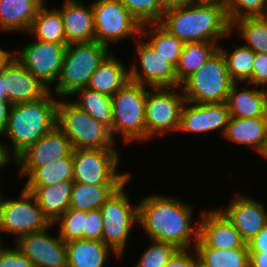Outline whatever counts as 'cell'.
Masks as SVG:
<instances>
[{
  "mask_svg": "<svg viewBox=\"0 0 267 267\" xmlns=\"http://www.w3.org/2000/svg\"><path fill=\"white\" fill-rule=\"evenodd\" d=\"M138 206V224L150 240L174 244L178 249L194 248L197 226H192V209L177 197L159 194L145 196Z\"/></svg>",
  "mask_w": 267,
  "mask_h": 267,
  "instance_id": "6da1fadb",
  "label": "cell"
},
{
  "mask_svg": "<svg viewBox=\"0 0 267 267\" xmlns=\"http://www.w3.org/2000/svg\"><path fill=\"white\" fill-rule=\"evenodd\" d=\"M159 24L184 43L217 42L231 36L225 7L216 3L194 1L165 11Z\"/></svg>",
  "mask_w": 267,
  "mask_h": 267,
  "instance_id": "7a4b0ae2",
  "label": "cell"
},
{
  "mask_svg": "<svg viewBox=\"0 0 267 267\" xmlns=\"http://www.w3.org/2000/svg\"><path fill=\"white\" fill-rule=\"evenodd\" d=\"M50 90L41 98L12 105L8 123L2 133L11 140L8 148L16 158L41 137L57 127L58 100Z\"/></svg>",
  "mask_w": 267,
  "mask_h": 267,
  "instance_id": "3957f363",
  "label": "cell"
},
{
  "mask_svg": "<svg viewBox=\"0 0 267 267\" xmlns=\"http://www.w3.org/2000/svg\"><path fill=\"white\" fill-rule=\"evenodd\" d=\"M108 51L106 45L96 41L68 44L61 72L53 90L55 96L67 97L74 95L79 89L86 88L94 71L110 53Z\"/></svg>",
  "mask_w": 267,
  "mask_h": 267,
  "instance_id": "277c9868",
  "label": "cell"
},
{
  "mask_svg": "<svg viewBox=\"0 0 267 267\" xmlns=\"http://www.w3.org/2000/svg\"><path fill=\"white\" fill-rule=\"evenodd\" d=\"M57 128L71 141L73 149H114L116 141L110 129L72 101L59 98Z\"/></svg>",
  "mask_w": 267,
  "mask_h": 267,
  "instance_id": "5b68a950",
  "label": "cell"
},
{
  "mask_svg": "<svg viewBox=\"0 0 267 267\" xmlns=\"http://www.w3.org/2000/svg\"><path fill=\"white\" fill-rule=\"evenodd\" d=\"M233 83L227 71L225 57L217 49L180 88L188 102L223 103L227 101Z\"/></svg>",
  "mask_w": 267,
  "mask_h": 267,
  "instance_id": "8992f818",
  "label": "cell"
},
{
  "mask_svg": "<svg viewBox=\"0 0 267 267\" xmlns=\"http://www.w3.org/2000/svg\"><path fill=\"white\" fill-rule=\"evenodd\" d=\"M146 87L129 81L112 96L114 140L118 133L125 143L146 139Z\"/></svg>",
  "mask_w": 267,
  "mask_h": 267,
  "instance_id": "52a82bcc",
  "label": "cell"
},
{
  "mask_svg": "<svg viewBox=\"0 0 267 267\" xmlns=\"http://www.w3.org/2000/svg\"><path fill=\"white\" fill-rule=\"evenodd\" d=\"M115 149H73V180L86 185H122L131 173H118Z\"/></svg>",
  "mask_w": 267,
  "mask_h": 267,
  "instance_id": "ba28073f",
  "label": "cell"
},
{
  "mask_svg": "<svg viewBox=\"0 0 267 267\" xmlns=\"http://www.w3.org/2000/svg\"><path fill=\"white\" fill-rule=\"evenodd\" d=\"M123 183L100 208L103 218L102 241L120 258L135 223L138 224V206L130 203Z\"/></svg>",
  "mask_w": 267,
  "mask_h": 267,
  "instance_id": "9c48e42d",
  "label": "cell"
},
{
  "mask_svg": "<svg viewBox=\"0 0 267 267\" xmlns=\"http://www.w3.org/2000/svg\"><path fill=\"white\" fill-rule=\"evenodd\" d=\"M185 101L180 87H158L147 90L145 105L146 140L153 138L156 134L162 135L169 131L177 132Z\"/></svg>",
  "mask_w": 267,
  "mask_h": 267,
  "instance_id": "30bf717a",
  "label": "cell"
},
{
  "mask_svg": "<svg viewBox=\"0 0 267 267\" xmlns=\"http://www.w3.org/2000/svg\"><path fill=\"white\" fill-rule=\"evenodd\" d=\"M18 199H2L0 233L15 234V239L54 225L45 216L34 196L24 188Z\"/></svg>",
  "mask_w": 267,
  "mask_h": 267,
  "instance_id": "8fae6325",
  "label": "cell"
},
{
  "mask_svg": "<svg viewBox=\"0 0 267 267\" xmlns=\"http://www.w3.org/2000/svg\"><path fill=\"white\" fill-rule=\"evenodd\" d=\"M91 4L96 42L108 47L128 36L134 35L135 40L141 35L142 25L118 0H96Z\"/></svg>",
  "mask_w": 267,
  "mask_h": 267,
  "instance_id": "7c38bea8",
  "label": "cell"
},
{
  "mask_svg": "<svg viewBox=\"0 0 267 267\" xmlns=\"http://www.w3.org/2000/svg\"><path fill=\"white\" fill-rule=\"evenodd\" d=\"M66 48L67 44L34 40L14 57L50 90L59 78Z\"/></svg>",
  "mask_w": 267,
  "mask_h": 267,
  "instance_id": "4fadbf2b",
  "label": "cell"
},
{
  "mask_svg": "<svg viewBox=\"0 0 267 267\" xmlns=\"http://www.w3.org/2000/svg\"><path fill=\"white\" fill-rule=\"evenodd\" d=\"M135 39L136 52L139 57V63L141 70L132 64L129 67L130 81L142 86L151 88L158 87H178V81L176 76V67L166 60V58L159 55L154 48L145 41L143 37ZM142 39V40H140ZM147 83V84H146Z\"/></svg>",
  "mask_w": 267,
  "mask_h": 267,
  "instance_id": "5bb4252c",
  "label": "cell"
},
{
  "mask_svg": "<svg viewBox=\"0 0 267 267\" xmlns=\"http://www.w3.org/2000/svg\"><path fill=\"white\" fill-rule=\"evenodd\" d=\"M48 229L18 237L15 239V247L35 267H68L65 242L58 235L52 236Z\"/></svg>",
  "mask_w": 267,
  "mask_h": 267,
  "instance_id": "9a60e30c",
  "label": "cell"
},
{
  "mask_svg": "<svg viewBox=\"0 0 267 267\" xmlns=\"http://www.w3.org/2000/svg\"><path fill=\"white\" fill-rule=\"evenodd\" d=\"M71 141L56 127L16 158L21 176H29L36 168L58 159L72 157Z\"/></svg>",
  "mask_w": 267,
  "mask_h": 267,
  "instance_id": "2e32d148",
  "label": "cell"
},
{
  "mask_svg": "<svg viewBox=\"0 0 267 267\" xmlns=\"http://www.w3.org/2000/svg\"><path fill=\"white\" fill-rule=\"evenodd\" d=\"M198 221V241L194 246L226 250L248 248L241 234L220 209L203 210Z\"/></svg>",
  "mask_w": 267,
  "mask_h": 267,
  "instance_id": "e0dca14e",
  "label": "cell"
},
{
  "mask_svg": "<svg viewBox=\"0 0 267 267\" xmlns=\"http://www.w3.org/2000/svg\"><path fill=\"white\" fill-rule=\"evenodd\" d=\"M230 118L229 108L223 103H193L185 101L180 118V131L207 133L222 130L224 135Z\"/></svg>",
  "mask_w": 267,
  "mask_h": 267,
  "instance_id": "ac0fdd59",
  "label": "cell"
},
{
  "mask_svg": "<svg viewBox=\"0 0 267 267\" xmlns=\"http://www.w3.org/2000/svg\"><path fill=\"white\" fill-rule=\"evenodd\" d=\"M220 210L233 223L246 243L267 225V211L264 203L240 193L231 199L226 209Z\"/></svg>",
  "mask_w": 267,
  "mask_h": 267,
  "instance_id": "d6986e66",
  "label": "cell"
},
{
  "mask_svg": "<svg viewBox=\"0 0 267 267\" xmlns=\"http://www.w3.org/2000/svg\"><path fill=\"white\" fill-rule=\"evenodd\" d=\"M3 85L11 105L37 100L49 91L15 57L3 68Z\"/></svg>",
  "mask_w": 267,
  "mask_h": 267,
  "instance_id": "ffe728a7",
  "label": "cell"
},
{
  "mask_svg": "<svg viewBox=\"0 0 267 267\" xmlns=\"http://www.w3.org/2000/svg\"><path fill=\"white\" fill-rule=\"evenodd\" d=\"M82 0H65L61 13L67 45L95 41L94 14L92 4L83 5Z\"/></svg>",
  "mask_w": 267,
  "mask_h": 267,
  "instance_id": "44dd1931",
  "label": "cell"
},
{
  "mask_svg": "<svg viewBox=\"0 0 267 267\" xmlns=\"http://www.w3.org/2000/svg\"><path fill=\"white\" fill-rule=\"evenodd\" d=\"M74 180H65L52 186H24L36 199L45 216L53 224L70 207Z\"/></svg>",
  "mask_w": 267,
  "mask_h": 267,
  "instance_id": "7402d4cb",
  "label": "cell"
},
{
  "mask_svg": "<svg viewBox=\"0 0 267 267\" xmlns=\"http://www.w3.org/2000/svg\"><path fill=\"white\" fill-rule=\"evenodd\" d=\"M46 0H0V30L28 33Z\"/></svg>",
  "mask_w": 267,
  "mask_h": 267,
  "instance_id": "603a6c76",
  "label": "cell"
},
{
  "mask_svg": "<svg viewBox=\"0 0 267 267\" xmlns=\"http://www.w3.org/2000/svg\"><path fill=\"white\" fill-rule=\"evenodd\" d=\"M110 52L89 79L87 88L112 97L129 81V69Z\"/></svg>",
  "mask_w": 267,
  "mask_h": 267,
  "instance_id": "cb8c5ba5",
  "label": "cell"
},
{
  "mask_svg": "<svg viewBox=\"0 0 267 267\" xmlns=\"http://www.w3.org/2000/svg\"><path fill=\"white\" fill-rule=\"evenodd\" d=\"M267 135V117L238 118L230 116L223 137L237 145L258 152Z\"/></svg>",
  "mask_w": 267,
  "mask_h": 267,
  "instance_id": "d4e9b609",
  "label": "cell"
},
{
  "mask_svg": "<svg viewBox=\"0 0 267 267\" xmlns=\"http://www.w3.org/2000/svg\"><path fill=\"white\" fill-rule=\"evenodd\" d=\"M68 267H104L110 252L119 256L103 241L74 239L65 242Z\"/></svg>",
  "mask_w": 267,
  "mask_h": 267,
  "instance_id": "484cf974",
  "label": "cell"
},
{
  "mask_svg": "<svg viewBox=\"0 0 267 267\" xmlns=\"http://www.w3.org/2000/svg\"><path fill=\"white\" fill-rule=\"evenodd\" d=\"M239 83H233L227 98L230 116L238 118L267 117L261 91L256 86L239 90Z\"/></svg>",
  "mask_w": 267,
  "mask_h": 267,
  "instance_id": "4316f807",
  "label": "cell"
},
{
  "mask_svg": "<svg viewBox=\"0 0 267 267\" xmlns=\"http://www.w3.org/2000/svg\"><path fill=\"white\" fill-rule=\"evenodd\" d=\"M27 34L36 37L37 40L57 44H67L63 19L58 9L47 10L43 4L33 20V24Z\"/></svg>",
  "mask_w": 267,
  "mask_h": 267,
  "instance_id": "83f0119b",
  "label": "cell"
},
{
  "mask_svg": "<svg viewBox=\"0 0 267 267\" xmlns=\"http://www.w3.org/2000/svg\"><path fill=\"white\" fill-rule=\"evenodd\" d=\"M218 46L217 42H187L184 44L176 66L178 87L206 63Z\"/></svg>",
  "mask_w": 267,
  "mask_h": 267,
  "instance_id": "f1b7e54d",
  "label": "cell"
},
{
  "mask_svg": "<svg viewBox=\"0 0 267 267\" xmlns=\"http://www.w3.org/2000/svg\"><path fill=\"white\" fill-rule=\"evenodd\" d=\"M121 185H86L74 182L70 209L90 211L100 209Z\"/></svg>",
  "mask_w": 267,
  "mask_h": 267,
  "instance_id": "f546056e",
  "label": "cell"
},
{
  "mask_svg": "<svg viewBox=\"0 0 267 267\" xmlns=\"http://www.w3.org/2000/svg\"><path fill=\"white\" fill-rule=\"evenodd\" d=\"M146 27L150 29L147 30ZM140 36L144 39L149 36V41H146L154 48V50L171 62L175 67L178 65L185 44L183 41L170 34L159 23L142 25Z\"/></svg>",
  "mask_w": 267,
  "mask_h": 267,
  "instance_id": "4dcf8cb0",
  "label": "cell"
},
{
  "mask_svg": "<svg viewBox=\"0 0 267 267\" xmlns=\"http://www.w3.org/2000/svg\"><path fill=\"white\" fill-rule=\"evenodd\" d=\"M198 263L203 267H250L248 248L217 249L194 246Z\"/></svg>",
  "mask_w": 267,
  "mask_h": 267,
  "instance_id": "1f68e13d",
  "label": "cell"
},
{
  "mask_svg": "<svg viewBox=\"0 0 267 267\" xmlns=\"http://www.w3.org/2000/svg\"><path fill=\"white\" fill-rule=\"evenodd\" d=\"M74 94H77L78 98H76L77 100L72 102L76 104L80 109L86 111L97 122H100L107 126L112 134V97L96 92L87 87L77 90Z\"/></svg>",
  "mask_w": 267,
  "mask_h": 267,
  "instance_id": "d6a6232c",
  "label": "cell"
},
{
  "mask_svg": "<svg viewBox=\"0 0 267 267\" xmlns=\"http://www.w3.org/2000/svg\"><path fill=\"white\" fill-rule=\"evenodd\" d=\"M238 29L243 45L255 53L267 54V16L244 17L231 23V32Z\"/></svg>",
  "mask_w": 267,
  "mask_h": 267,
  "instance_id": "836d02e7",
  "label": "cell"
},
{
  "mask_svg": "<svg viewBox=\"0 0 267 267\" xmlns=\"http://www.w3.org/2000/svg\"><path fill=\"white\" fill-rule=\"evenodd\" d=\"M73 179V159L66 157L36 168L24 186H52Z\"/></svg>",
  "mask_w": 267,
  "mask_h": 267,
  "instance_id": "e575fe53",
  "label": "cell"
},
{
  "mask_svg": "<svg viewBox=\"0 0 267 267\" xmlns=\"http://www.w3.org/2000/svg\"><path fill=\"white\" fill-rule=\"evenodd\" d=\"M218 49L225 57L227 71L232 81L234 83L247 82L252 75L255 52L244 45H237L231 53L223 46H218Z\"/></svg>",
  "mask_w": 267,
  "mask_h": 267,
  "instance_id": "d590c367",
  "label": "cell"
},
{
  "mask_svg": "<svg viewBox=\"0 0 267 267\" xmlns=\"http://www.w3.org/2000/svg\"><path fill=\"white\" fill-rule=\"evenodd\" d=\"M141 24L159 23L164 14L159 0H118Z\"/></svg>",
  "mask_w": 267,
  "mask_h": 267,
  "instance_id": "8d00e7d4",
  "label": "cell"
},
{
  "mask_svg": "<svg viewBox=\"0 0 267 267\" xmlns=\"http://www.w3.org/2000/svg\"><path fill=\"white\" fill-rule=\"evenodd\" d=\"M84 217L86 211L68 209L54 223L59 224V236L64 242L74 239H84Z\"/></svg>",
  "mask_w": 267,
  "mask_h": 267,
  "instance_id": "74e56055",
  "label": "cell"
},
{
  "mask_svg": "<svg viewBox=\"0 0 267 267\" xmlns=\"http://www.w3.org/2000/svg\"><path fill=\"white\" fill-rule=\"evenodd\" d=\"M178 248L171 243L151 240V245L144 250L136 267H165Z\"/></svg>",
  "mask_w": 267,
  "mask_h": 267,
  "instance_id": "f35d334b",
  "label": "cell"
},
{
  "mask_svg": "<svg viewBox=\"0 0 267 267\" xmlns=\"http://www.w3.org/2000/svg\"><path fill=\"white\" fill-rule=\"evenodd\" d=\"M225 10L230 24L244 17L267 16V0H228Z\"/></svg>",
  "mask_w": 267,
  "mask_h": 267,
  "instance_id": "ab89813d",
  "label": "cell"
},
{
  "mask_svg": "<svg viewBox=\"0 0 267 267\" xmlns=\"http://www.w3.org/2000/svg\"><path fill=\"white\" fill-rule=\"evenodd\" d=\"M103 218L100 209L86 212L84 217V239L102 241Z\"/></svg>",
  "mask_w": 267,
  "mask_h": 267,
  "instance_id": "60d3db41",
  "label": "cell"
},
{
  "mask_svg": "<svg viewBox=\"0 0 267 267\" xmlns=\"http://www.w3.org/2000/svg\"><path fill=\"white\" fill-rule=\"evenodd\" d=\"M0 267H35L34 263L15 246L4 248L0 254Z\"/></svg>",
  "mask_w": 267,
  "mask_h": 267,
  "instance_id": "b9f144b4",
  "label": "cell"
},
{
  "mask_svg": "<svg viewBox=\"0 0 267 267\" xmlns=\"http://www.w3.org/2000/svg\"><path fill=\"white\" fill-rule=\"evenodd\" d=\"M247 83L260 88L267 85V54L255 53L252 75Z\"/></svg>",
  "mask_w": 267,
  "mask_h": 267,
  "instance_id": "7bdbcfd3",
  "label": "cell"
},
{
  "mask_svg": "<svg viewBox=\"0 0 267 267\" xmlns=\"http://www.w3.org/2000/svg\"><path fill=\"white\" fill-rule=\"evenodd\" d=\"M197 260L194 248L178 249L165 267H195Z\"/></svg>",
  "mask_w": 267,
  "mask_h": 267,
  "instance_id": "ee69618b",
  "label": "cell"
},
{
  "mask_svg": "<svg viewBox=\"0 0 267 267\" xmlns=\"http://www.w3.org/2000/svg\"><path fill=\"white\" fill-rule=\"evenodd\" d=\"M247 246L249 252H267V225L247 243Z\"/></svg>",
  "mask_w": 267,
  "mask_h": 267,
  "instance_id": "f6af8a7d",
  "label": "cell"
},
{
  "mask_svg": "<svg viewBox=\"0 0 267 267\" xmlns=\"http://www.w3.org/2000/svg\"><path fill=\"white\" fill-rule=\"evenodd\" d=\"M11 106L7 99H0V137L6 129Z\"/></svg>",
  "mask_w": 267,
  "mask_h": 267,
  "instance_id": "bcb514c9",
  "label": "cell"
},
{
  "mask_svg": "<svg viewBox=\"0 0 267 267\" xmlns=\"http://www.w3.org/2000/svg\"><path fill=\"white\" fill-rule=\"evenodd\" d=\"M250 267H267V252H249Z\"/></svg>",
  "mask_w": 267,
  "mask_h": 267,
  "instance_id": "7dc6e473",
  "label": "cell"
},
{
  "mask_svg": "<svg viewBox=\"0 0 267 267\" xmlns=\"http://www.w3.org/2000/svg\"><path fill=\"white\" fill-rule=\"evenodd\" d=\"M194 1L195 0H159V3L162 10L165 12L171 9L182 7L183 5H187L188 3Z\"/></svg>",
  "mask_w": 267,
  "mask_h": 267,
  "instance_id": "c3c4849f",
  "label": "cell"
},
{
  "mask_svg": "<svg viewBox=\"0 0 267 267\" xmlns=\"http://www.w3.org/2000/svg\"><path fill=\"white\" fill-rule=\"evenodd\" d=\"M10 152L8 145L0 142V169L8 163L10 156L12 157Z\"/></svg>",
  "mask_w": 267,
  "mask_h": 267,
  "instance_id": "681fc988",
  "label": "cell"
},
{
  "mask_svg": "<svg viewBox=\"0 0 267 267\" xmlns=\"http://www.w3.org/2000/svg\"><path fill=\"white\" fill-rule=\"evenodd\" d=\"M13 57H14V52L12 53L5 49L0 48V72L11 61Z\"/></svg>",
  "mask_w": 267,
  "mask_h": 267,
  "instance_id": "f907efd6",
  "label": "cell"
},
{
  "mask_svg": "<svg viewBox=\"0 0 267 267\" xmlns=\"http://www.w3.org/2000/svg\"><path fill=\"white\" fill-rule=\"evenodd\" d=\"M259 155L261 154V156L264 157V159L267 160V135L265 140L263 141V144L260 148V150L257 152Z\"/></svg>",
  "mask_w": 267,
  "mask_h": 267,
  "instance_id": "816d5d0a",
  "label": "cell"
},
{
  "mask_svg": "<svg viewBox=\"0 0 267 267\" xmlns=\"http://www.w3.org/2000/svg\"><path fill=\"white\" fill-rule=\"evenodd\" d=\"M265 86H267V85H265ZM265 86L261 87L260 91H261V94H262V97H263L264 110H265V113H266V116H267V88L265 89Z\"/></svg>",
  "mask_w": 267,
  "mask_h": 267,
  "instance_id": "f5cc1de1",
  "label": "cell"
},
{
  "mask_svg": "<svg viewBox=\"0 0 267 267\" xmlns=\"http://www.w3.org/2000/svg\"><path fill=\"white\" fill-rule=\"evenodd\" d=\"M195 1L201 2V3H216V4L223 5L224 7H226V4L228 2V0H195Z\"/></svg>",
  "mask_w": 267,
  "mask_h": 267,
  "instance_id": "db71d44e",
  "label": "cell"
},
{
  "mask_svg": "<svg viewBox=\"0 0 267 267\" xmlns=\"http://www.w3.org/2000/svg\"><path fill=\"white\" fill-rule=\"evenodd\" d=\"M4 85H3V70L0 72V99H6V95L4 93Z\"/></svg>",
  "mask_w": 267,
  "mask_h": 267,
  "instance_id": "11a10c76",
  "label": "cell"
},
{
  "mask_svg": "<svg viewBox=\"0 0 267 267\" xmlns=\"http://www.w3.org/2000/svg\"><path fill=\"white\" fill-rule=\"evenodd\" d=\"M3 194H1V189H0V205H1V202H2V199H3Z\"/></svg>",
  "mask_w": 267,
  "mask_h": 267,
  "instance_id": "9f6ffc18",
  "label": "cell"
},
{
  "mask_svg": "<svg viewBox=\"0 0 267 267\" xmlns=\"http://www.w3.org/2000/svg\"><path fill=\"white\" fill-rule=\"evenodd\" d=\"M5 247L1 246V242H0V254L2 252V250L4 249Z\"/></svg>",
  "mask_w": 267,
  "mask_h": 267,
  "instance_id": "6f0895ef",
  "label": "cell"
},
{
  "mask_svg": "<svg viewBox=\"0 0 267 267\" xmlns=\"http://www.w3.org/2000/svg\"><path fill=\"white\" fill-rule=\"evenodd\" d=\"M195 267H203V266L197 262Z\"/></svg>",
  "mask_w": 267,
  "mask_h": 267,
  "instance_id": "680465c9",
  "label": "cell"
}]
</instances>
